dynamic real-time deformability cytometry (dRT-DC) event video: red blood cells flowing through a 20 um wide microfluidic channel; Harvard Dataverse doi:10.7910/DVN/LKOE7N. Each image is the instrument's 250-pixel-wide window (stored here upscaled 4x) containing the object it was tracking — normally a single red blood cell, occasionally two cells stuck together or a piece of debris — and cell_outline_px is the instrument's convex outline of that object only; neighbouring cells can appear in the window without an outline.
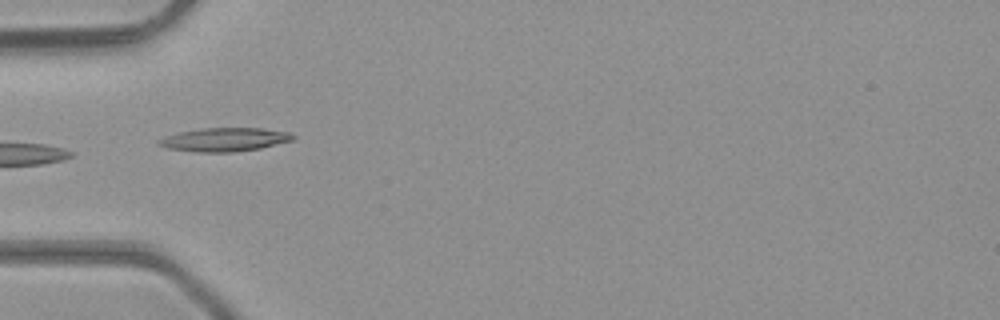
{"species": "common noctule bat (a hibernating species)", "species_latin": "Nyctalus noctula", "temperature_condition": "room temperature", "stored_images_in_passage": 5, "camera_frame_rate_fps": 3000, "um_per_image_px": 0.085, "animal": {"sex": "male", "body_mass_g": 23.1, "forearm_length_mm": 52.7}, "frame": {"image": 1, "passage_image": 3, "time_ms": 0.667, "image_size_px": [1000, 320], "cell_outline_px": [[296, 136], [292, 140], [260, 148], [232, 152], [196, 152], [168, 148], [156, 144], [156, 140], [164, 136], [180, 132], [204, 128], [264, 128], [288, 132]], "centroid_in_image_um": [19.05, 11.86], "position_along_channel_um": 65.9, "area_um2": 18.38}}
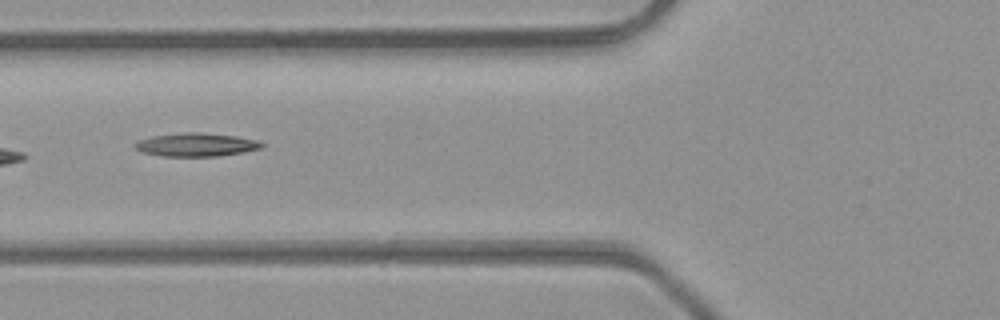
{"frame": {"image": 2, "passage_image": 4, "time_ms": 1.0, "image_size_px": [1000, 320], "cell_outline_px": [[264, 144], [260, 148], [244, 152], [216, 156], [160, 156], [144, 152], [136, 148], [132, 144], [140, 140], [152, 136], [184, 132], [200, 132], [236, 136], [256, 140]], "centroid_in_image_um": [16.66, 12.29], "position_along_channel_um": 109.1, "area_um2": 17.11}}
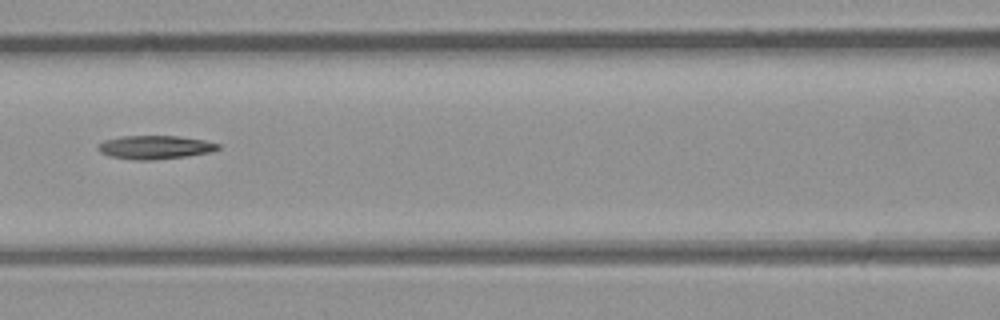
{"frame": {"image": 3, "passage_image": 5, "time_ms": 1.333, "image_size_px": [1000, 320], "cell_outline_px": [[220, 148], [212, 152], [188, 156], [152, 160], [136, 160], [108, 156], [100, 152], [96, 148], [104, 140], [120, 136], [176, 136], [204, 140], [220, 144]], "centroid_in_image_um": [13.17, 12.52], "position_along_channel_um": 153.4, "area_um2": 16.53}}